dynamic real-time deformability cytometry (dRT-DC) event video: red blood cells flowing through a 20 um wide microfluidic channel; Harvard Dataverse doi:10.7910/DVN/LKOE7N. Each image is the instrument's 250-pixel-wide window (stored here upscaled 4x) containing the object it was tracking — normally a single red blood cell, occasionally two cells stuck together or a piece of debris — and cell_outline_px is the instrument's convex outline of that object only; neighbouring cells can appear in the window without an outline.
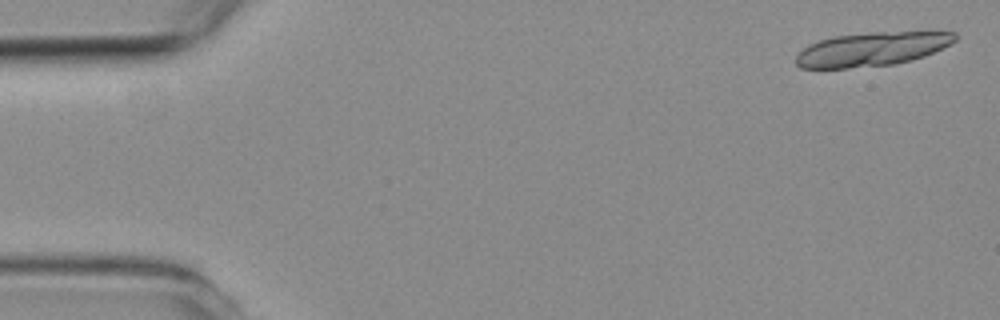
{"species": "common noctule bat (a hibernating species)", "species_latin": "Nyctalus noctula", "temperature_condition": "room temperature", "stored_images_in_passage": 6, "segment_of_instrument_passage": [1, 2], "camera_frame_rate_fps": 3000, "um_per_image_px": 0.085, "animal": {"sex": "female", "body_mass_g": 19.3, "forearm_length_mm": 54.1}, "frame": {"image": 1, "passage_image": 1, "time_ms": 0.0, "image_size_px": [1000, 320], "cell_outline_px": [[956, 40], [924, 56], [912, 60], [892, 64], [848, 68], [800, 68], [796, 64], [796, 56], [804, 48], [820, 40], [832, 36], [872, 32], [956, 32]], "centroid_in_image_um": [74.07, 4.17], "position_along_channel_um": 10.9, "area_um2": 30.92}}